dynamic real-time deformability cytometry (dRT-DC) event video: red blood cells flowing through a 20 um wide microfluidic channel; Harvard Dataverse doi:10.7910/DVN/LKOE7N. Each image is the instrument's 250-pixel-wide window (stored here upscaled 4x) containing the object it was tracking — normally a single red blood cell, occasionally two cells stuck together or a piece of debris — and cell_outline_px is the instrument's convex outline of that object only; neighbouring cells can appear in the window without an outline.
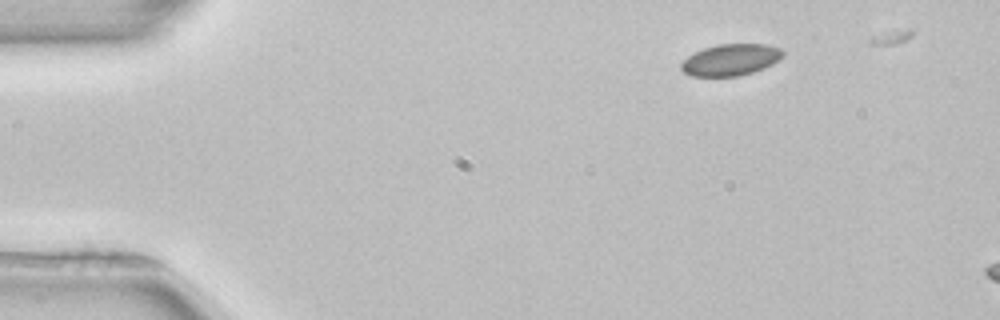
{"species": "common noctule bat (a hibernating species)", "species_latin": "Nyctalus noctula", "temperature_condition": "room temperature", "stored_images_in_passage": 7, "camera_frame_rate_fps": 3000, "um_per_image_px": 0.085, "animal": {"sex": "female", "body_mass_g": 22.7, "forearm_length_mm": 54.2}, "frame": {"image": 1, "passage_image": 1, "time_ms": 0.0, "image_size_px": [1000, 320], "cell_outline_px": [[784, 56], [780, 60], [764, 68], [740, 76], [692, 76], [684, 72], [680, 68], [680, 64], [688, 56], [704, 48], [716, 44], [768, 44], [780, 48], [784, 52]], "centroid_in_image_um": [62.14, 5.08], "position_along_channel_um": 22.9, "area_um2": 18.79}}